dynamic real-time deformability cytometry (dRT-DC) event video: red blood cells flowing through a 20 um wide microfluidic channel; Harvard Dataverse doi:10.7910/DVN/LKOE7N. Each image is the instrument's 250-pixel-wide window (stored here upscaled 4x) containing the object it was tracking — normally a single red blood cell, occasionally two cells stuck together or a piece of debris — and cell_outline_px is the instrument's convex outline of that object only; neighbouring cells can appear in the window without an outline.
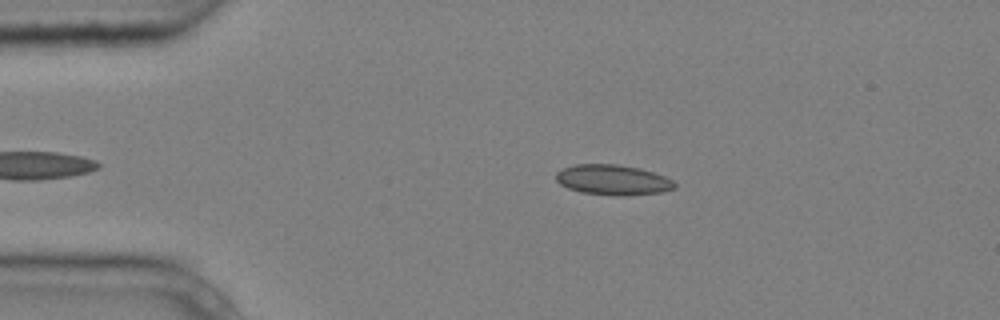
{"species": "common noctule bat (a hibernating species)", "species_latin": "Nyctalus noctula", "temperature_condition": "cold", "stored_images_in_passage": 3, "camera_frame_rate_fps": 3000, "um_per_image_px": 0.085, "animal": {"sex": "male", "body_mass_g": 20.4}, "frame": {"image": 1, "passage_image": 2, "time_ms": 0.333, "image_size_px": [1000, 320], "cell_outline_px": [[676, 188], [660, 192], [624, 196], [616, 196], [580, 192], [568, 188], [560, 184], [556, 180], [556, 172], [564, 168], [576, 164], [616, 164], [640, 168], [664, 176], [672, 180], [676, 184]], "centroid_in_image_um": [52.08, 15.29], "position_along_channel_um": 32.9, "area_um2": 20.92}}